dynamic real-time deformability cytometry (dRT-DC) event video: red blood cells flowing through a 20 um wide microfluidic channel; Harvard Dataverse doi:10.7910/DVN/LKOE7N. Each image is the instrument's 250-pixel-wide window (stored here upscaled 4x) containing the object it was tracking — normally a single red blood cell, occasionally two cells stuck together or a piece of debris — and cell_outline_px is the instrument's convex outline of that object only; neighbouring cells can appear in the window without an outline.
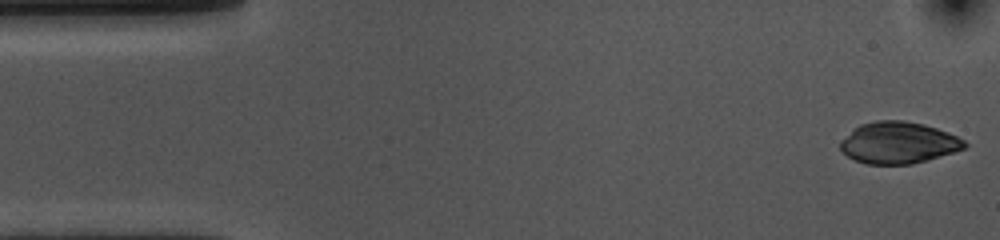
{"species": "common noctule bat (a hibernating species)", "species_latin": "Nyctalus noctula", "temperature_condition": "cold", "stored_images_in_passage": 53, "camera_frame_rate_fps": 3000, "um_per_image_px": 0.085, "animal": {"sex": "female", "body_mass_g": 10.0, "forearm_length_mm": 53.1}, "frame": {"image": 1, "passage_image": 1, "time_ms": 0.0, "image_size_px": [1000, 240], "cell_outline_px": [[968, 144], [964, 148], [952, 152], [912, 164], [868, 164], [856, 160], [848, 156], [840, 148], [840, 140], [860, 124], [876, 120], [904, 120], [924, 124], [948, 132], [964, 140]], "centroid_in_image_um": [76.35, 12.12], "position_along_channel_um": 8.6, "area_um2": 29.88}}
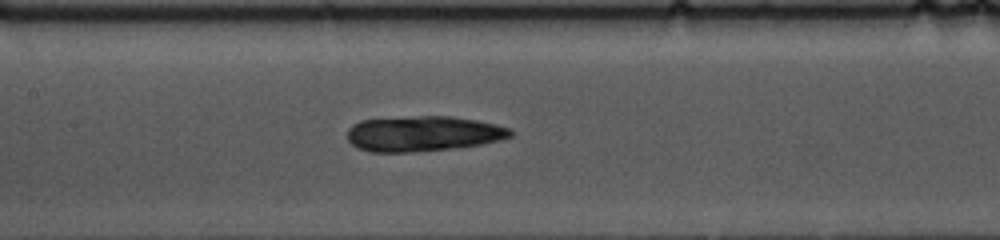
{"frame": {"image": 2, "passage_image": 23, "time_ms": 7.333, "image_size_px": [1000, 240], "cell_outline_px": [[512, 136], [500, 140], [480, 144], [452, 148], [408, 152], [368, 152], [352, 144], [348, 140], [348, 128], [352, 124], [360, 120], [416, 116], [452, 116], [476, 120], [512, 128]], "centroid_in_image_um": [35.95, 11.35], "position_along_channel_um": 171.4, "area_um2": 33.52}}
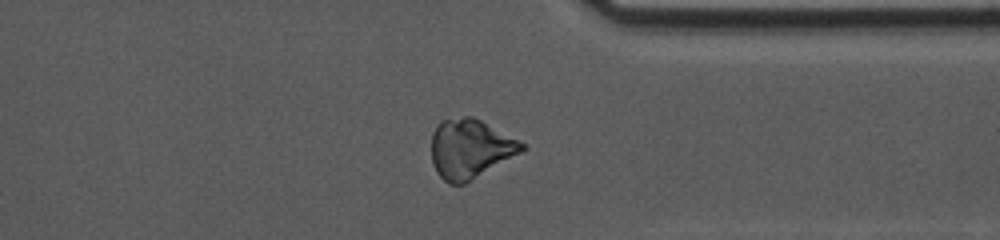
{"frame": {"image": 3, "passage_image": 40, "time_ms": 13.0, "image_size_px": [1000, 240], "cell_outline_px": [[528, 148], [464, 184], [448, 184], [436, 172], [432, 164], [432, 132], [436, 124], [440, 120], [464, 116], [472, 116], [480, 120], [524, 144]], "centroid_in_image_um": [39.91, 12.64], "position_along_channel_um": 371.5, "area_um2": 30.92}}